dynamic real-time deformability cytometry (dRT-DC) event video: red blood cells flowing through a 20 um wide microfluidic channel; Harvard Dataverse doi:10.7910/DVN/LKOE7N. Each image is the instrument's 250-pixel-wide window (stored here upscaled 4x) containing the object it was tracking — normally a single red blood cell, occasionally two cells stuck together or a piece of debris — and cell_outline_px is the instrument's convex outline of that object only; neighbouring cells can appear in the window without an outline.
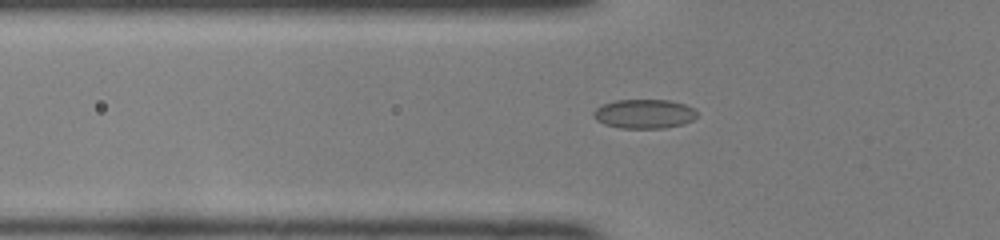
{"species": "common noctule bat (a hibernating species)", "species_latin": "Nyctalus noctula", "temperature_condition": "room temperature", "stored_images_in_passage": 31, "camera_frame_rate_fps": 3000, "um_per_image_px": 0.085, "animal": {"sex": "female", "body_mass_g": 22.0, "forearm_length_mm": 56.7}, "frame": {"image": 1, "passage_image": 4, "time_ms": 1.0, "image_size_px": [1000, 240], "cell_outline_px": [[696, 116], [692, 120], [684, 124], [664, 128], [620, 128], [604, 124], [596, 120], [592, 116], [592, 112], [596, 108], [604, 104], [616, 100], [668, 100], [684, 104], [692, 108], [696, 112]], "centroid_in_image_um": [54.72, 9.68], "position_along_channel_um": 71.1, "area_um2": 17.57}}
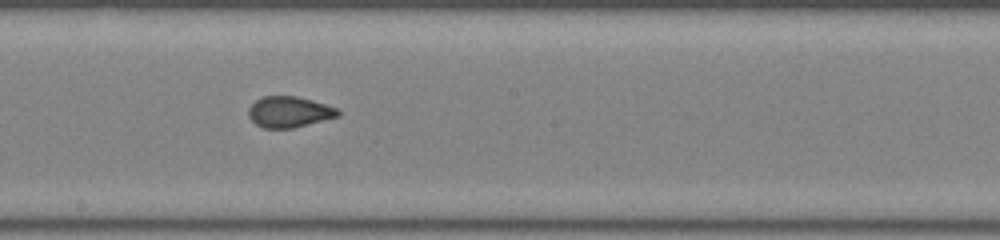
{"frame": {"image": 2, "passage_image": 15, "time_ms": 4.667, "image_size_px": [1000, 240], "cell_outline_px": [[340, 116], [292, 128], [264, 128], [256, 124], [248, 116], [248, 108], [256, 100], [264, 96], [296, 96], [312, 100], [336, 108], [340, 112]], "centroid_in_image_um": [24.57, 9.51], "position_along_channel_um": 223.6, "area_um2": 16.01}}
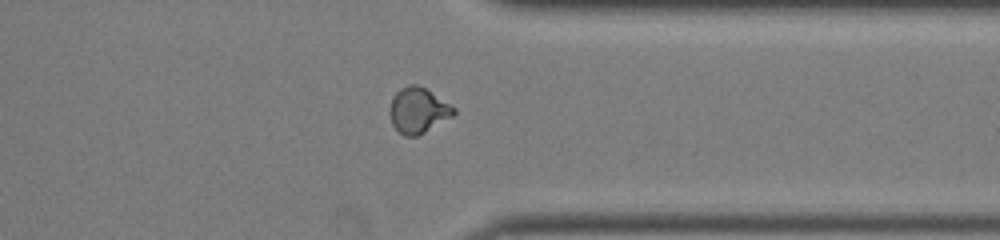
{"frame": {"image": 3, "passage_image": 26, "time_ms": 8.333, "image_size_px": [1000, 240], "cell_outline_px": [[456, 112], [452, 116], [424, 132], [416, 136], [404, 136], [392, 124], [388, 112], [392, 96], [400, 88], [408, 84], [416, 84], [424, 88], [456, 108]], "centroid_in_image_um": [35.5, 9.37], "position_along_channel_um": 375.9, "area_um2": 16.82}}